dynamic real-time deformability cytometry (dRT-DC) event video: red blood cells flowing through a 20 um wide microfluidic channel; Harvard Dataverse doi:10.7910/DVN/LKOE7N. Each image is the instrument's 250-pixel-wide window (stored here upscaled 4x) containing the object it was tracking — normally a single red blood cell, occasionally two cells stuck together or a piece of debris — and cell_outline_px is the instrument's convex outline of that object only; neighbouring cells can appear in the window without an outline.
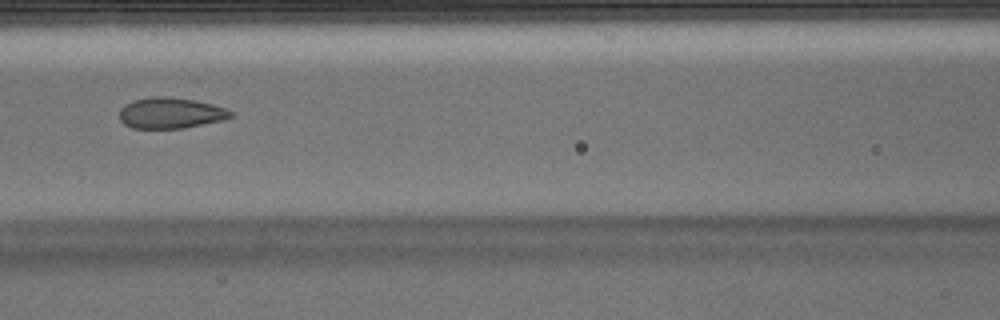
{"species": "Egyptian fruit bat (a non-hibernating species)", "species_latin": "Rousettus aegyptiacus", "temperature_condition": "warm", "stored_images_in_passage": 50, "camera_frame_rate_fps": 3000, "um_per_image_px": 0.085, "animal": {"sex": "male"}, "frame": {"image": 1, "passage_image": 22, "time_ms": 7.0, "image_size_px": [1000, 320], "cell_outline_px": [[232, 116], [224, 120], [184, 128], [132, 128], [124, 124], [120, 120], [120, 108], [124, 104], [132, 100], [152, 96], [168, 96], [196, 100], [228, 108], [232, 112]], "centroid_in_image_um": [14.5, 9.59], "position_along_channel_um": 152.1, "area_um2": 20.29}}
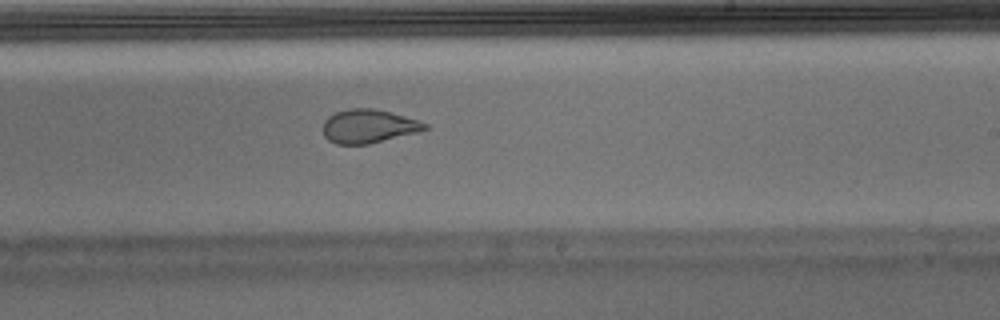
{"frame": {"image": 2, "passage_image": 30, "time_ms": 9.667, "image_size_px": [1000, 320], "cell_outline_px": [[428, 128], [420, 132], [368, 144], [336, 144], [328, 140], [324, 136], [324, 120], [328, 116], [336, 112], [348, 108], [372, 108], [420, 120], [428, 124]], "centroid_in_image_um": [31.34, 10.73], "position_along_channel_um": 257.7, "area_um2": 20.0}}
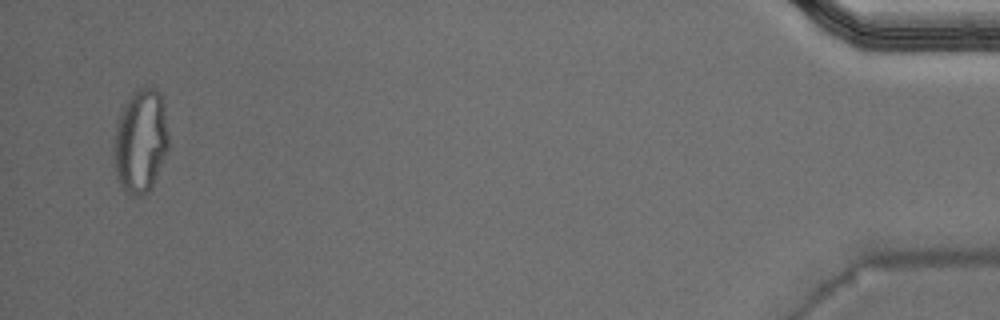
{"frame": {"image": 3, "passage_image": 49, "time_ms": 16.0, "image_size_px": [1000, 320], "cell_outline_px": [[168, 148], [152, 188], [148, 192], [140, 196], [132, 196], [124, 192], [116, 176], [112, 164], [112, 144], [116, 124], [124, 104], [132, 92], [136, 88], [148, 84], [156, 88], [160, 92], [164, 104], [168, 136]], "centroid_in_image_um": [11.91, 11.97], "position_along_channel_um": 423.3, "area_um2": 34.16}, "authors_computed_cell_mechanics": {"area_um2": 21.9062, "velocity_mm_per_s": 3.9638, "shape_relaxation_time_tau1_ms": null, "shape_relaxation_time_tau2_ms": 1.0148, "deformation_change_tau1": null, "deformation_change_tau2": 0.0732}}